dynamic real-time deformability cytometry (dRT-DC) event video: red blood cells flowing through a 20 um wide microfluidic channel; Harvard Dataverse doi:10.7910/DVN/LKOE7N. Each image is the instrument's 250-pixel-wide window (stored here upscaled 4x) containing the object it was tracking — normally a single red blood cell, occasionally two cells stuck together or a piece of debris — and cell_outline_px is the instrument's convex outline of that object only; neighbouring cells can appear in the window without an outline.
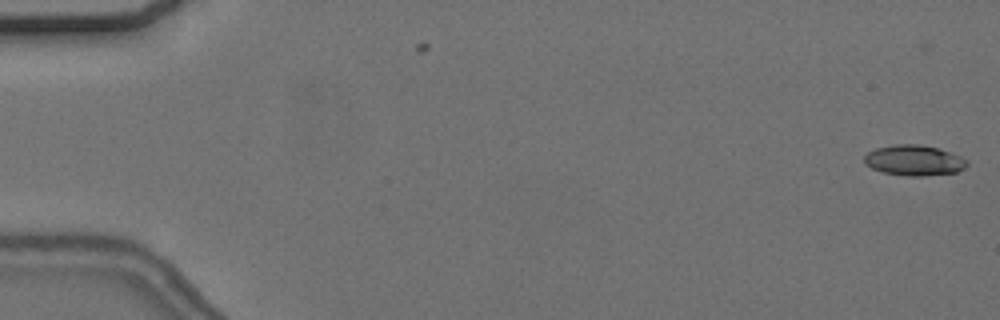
{"species": "common noctule bat (a hibernating species)", "species_latin": "Nyctalus noctula", "temperature_condition": "cold", "stored_images_in_passage": 4, "camera_frame_rate_fps": 3000, "um_per_image_px": 0.085, "animal": {"sex": "female", "body_mass_g": 24.6, "forearm_length_mm": 56.2}, "frame": {"image": 1, "passage_image": 4, "time_ms": 1.0, "image_size_px": [1000, 320], "cell_outline_px": [[968, 164], [964, 168], [956, 172], [924, 176], [908, 176], [884, 172], [872, 168], [864, 164], [864, 156], [868, 152], [876, 148], [896, 144], [916, 144], [936, 148], [960, 156], [968, 160]], "centroid_in_image_um": [77.68, 13.63], "position_along_channel_um": 7.3, "area_um2": 18.09}}